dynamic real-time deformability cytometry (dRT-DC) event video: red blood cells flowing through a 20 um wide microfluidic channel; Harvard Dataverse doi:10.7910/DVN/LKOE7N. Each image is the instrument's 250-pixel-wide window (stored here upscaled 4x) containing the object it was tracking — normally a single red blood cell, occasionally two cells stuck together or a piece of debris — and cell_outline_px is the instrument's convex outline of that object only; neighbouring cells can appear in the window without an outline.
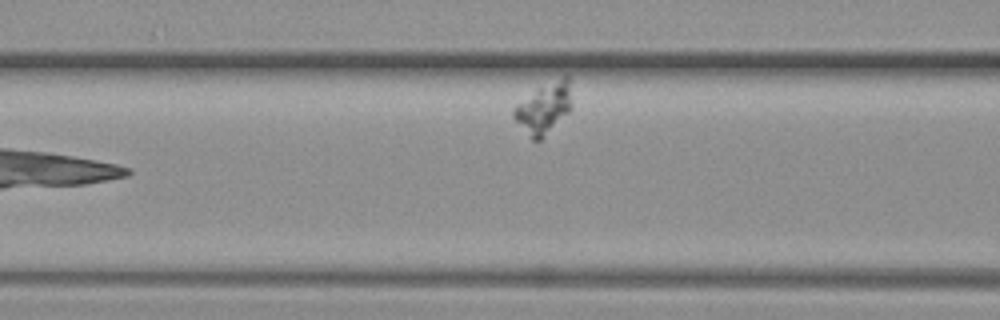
{"species": "common noctule bat (a hibernating species)", "species_latin": "Nyctalus noctula", "temperature_condition": "warm", "stored_images_in_passage": 8, "camera_frame_rate_fps": 3000, "um_per_image_px": 0.085, "animal": {"sex": "female", "body_mass_g": 19.3, "forearm_length_mm": 54.1}, "frame": {"image": 1, "passage_image": 8, "time_ms": 2.333, "image_size_px": [1000, 320], "cell_outline_px": [[572, 108], [540, 140], [532, 140], [512, 116], [512, 112], [516, 104], [536, 88], [564, 76], [568, 76], [572, 104]], "centroid_in_image_um": [46.22, 9.18], "position_along_channel_um": 120.4, "area_um2": 16.88}}